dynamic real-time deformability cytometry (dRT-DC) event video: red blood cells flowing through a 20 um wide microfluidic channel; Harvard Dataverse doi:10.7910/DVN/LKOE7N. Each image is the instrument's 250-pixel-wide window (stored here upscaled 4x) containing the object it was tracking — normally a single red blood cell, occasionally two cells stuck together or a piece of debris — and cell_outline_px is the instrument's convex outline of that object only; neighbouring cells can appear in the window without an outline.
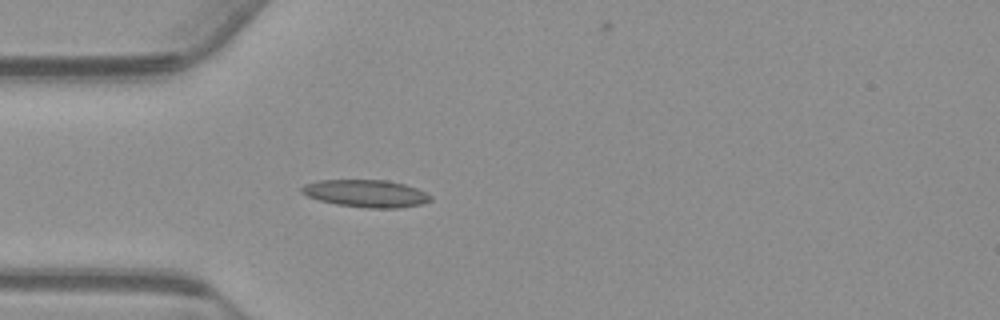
{"species": "common noctule bat (a hibernating species)", "species_latin": "Nyctalus noctula", "temperature_condition": "warm", "stored_images_in_passage": 41, "camera_frame_rate_fps": 3000, "um_per_image_px": 0.085, "animal": {"sex": "male", "body_mass_g": 23.1, "forearm_length_mm": 52.7}, "frame": {"image": 1, "passage_image": 1, "time_ms": 0.0, "image_size_px": [1000, 320], "cell_outline_px": [[432, 200], [420, 204], [400, 208], [368, 208], [336, 204], [320, 200], [308, 196], [300, 192], [300, 188], [304, 184], [320, 180], [388, 180], [404, 184], [416, 188], [432, 196]], "centroid_in_image_um": [31.1, 16.44], "position_along_channel_um": 53.9, "area_um2": 20.52}}
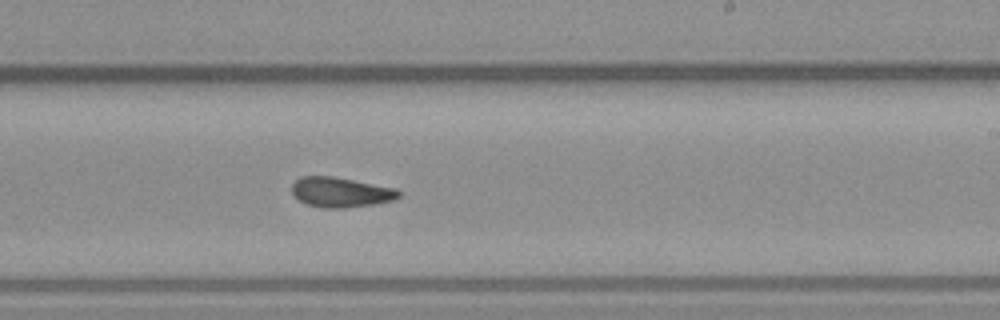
{"frame": {"image": 2, "passage_image": 18, "time_ms": 5.667, "image_size_px": [1000, 320], "cell_outline_px": [[400, 196], [396, 200], [376, 204], [344, 208], [324, 208], [308, 204], [300, 200], [292, 192], [292, 184], [300, 176], [332, 176], [396, 188], [400, 192]], "centroid_in_image_um": [29.0, 16.34], "position_along_channel_um": 260.0, "area_um2": 18.67}}
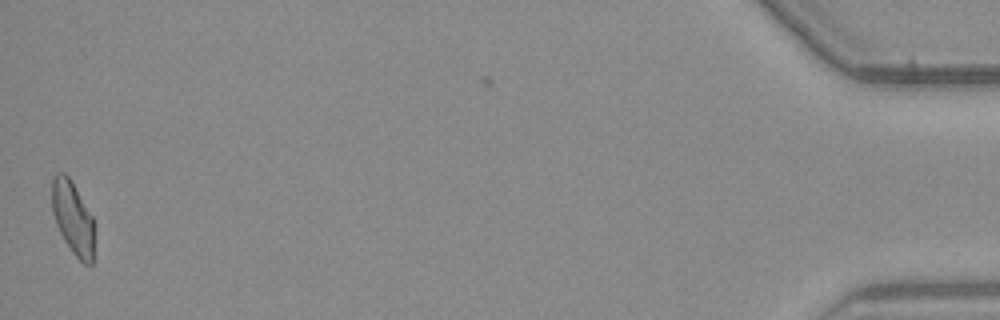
{"frame": {"image": 3, "passage_image": 40, "time_ms": 13.0, "image_size_px": [1000, 320], "cell_outline_px": [[92, 264], [84, 264], [72, 252], [64, 240], [56, 224], [52, 212], [52, 176], [56, 172], [64, 172], [72, 180], [92, 216]], "centroid_in_image_um": [6.14, 18.45], "position_along_channel_um": 429.1, "area_um2": 17.8}, "authors_computed_cell_mechanics": {"area_um2": 18.5538, "velocity_mm_per_s": 3.7199, "shape_relaxation_time_tau1_ms": null, "shape_relaxation_time_tau2_ms": 6.2214, "deformation_change_tau1": null, "deformation_change_tau2": 0.1492}}